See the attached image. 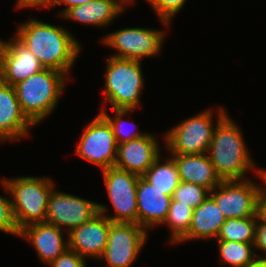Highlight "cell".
Listing matches in <instances>:
<instances>
[{
  "mask_svg": "<svg viewBox=\"0 0 266 267\" xmlns=\"http://www.w3.org/2000/svg\"><path fill=\"white\" fill-rule=\"evenodd\" d=\"M221 261L233 267H253L256 253L251 248L254 244L217 240Z\"/></svg>",
  "mask_w": 266,
  "mask_h": 267,
  "instance_id": "cb8c5ba5",
  "label": "cell"
},
{
  "mask_svg": "<svg viewBox=\"0 0 266 267\" xmlns=\"http://www.w3.org/2000/svg\"><path fill=\"white\" fill-rule=\"evenodd\" d=\"M253 267H266V258H260L256 260V263Z\"/></svg>",
  "mask_w": 266,
  "mask_h": 267,
  "instance_id": "e575fe53",
  "label": "cell"
},
{
  "mask_svg": "<svg viewBox=\"0 0 266 267\" xmlns=\"http://www.w3.org/2000/svg\"><path fill=\"white\" fill-rule=\"evenodd\" d=\"M66 74L46 69L14 85L23 113L36 124L48 116L56 107L64 89Z\"/></svg>",
  "mask_w": 266,
  "mask_h": 267,
  "instance_id": "3957f363",
  "label": "cell"
},
{
  "mask_svg": "<svg viewBox=\"0 0 266 267\" xmlns=\"http://www.w3.org/2000/svg\"><path fill=\"white\" fill-rule=\"evenodd\" d=\"M193 210L184 204H178L173 198L170 202L168 215L163 224H167L171 228V241L180 242V240L187 234L192 221Z\"/></svg>",
  "mask_w": 266,
  "mask_h": 267,
  "instance_id": "d4e9b609",
  "label": "cell"
},
{
  "mask_svg": "<svg viewBox=\"0 0 266 267\" xmlns=\"http://www.w3.org/2000/svg\"><path fill=\"white\" fill-rule=\"evenodd\" d=\"M154 136H145L117 145L115 167L142 177L160 155Z\"/></svg>",
  "mask_w": 266,
  "mask_h": 267,
  "instance_id": "9a60e30c",
  "label": "cell"
},
{
  "mask_svg": "<svg viewBox=\"0 0 266 267\" xmlns=\"http://www.w3.org/2000/svg\"><path fill=\"white\" fill-rule=\"evenodd\" d=\"M44 67L17 37L0 41V80L11 86L35 75Z\"/></svg>",
  "mask_w": 266,
  "mask_h": 267,
  "instance_id": "4fadbf2b",
  "label": "cell"
},
{
  "mask_svg": "<svg viewBox=\"0 0 266 267\" xmlns=\"http://www.w3.org/2000/svg\"><path fill=\"white\" fill-rule=\"evenodd\" d=\"M225 221L226 218L215 200L209 195L203 203L193 210L191 226L180 241L195 238H217Z\"/></svg>",
  "mask_w": 266,
  "mask_h": 267,
  "instance_id": "ffe728a7",
  "label": "cell"
},
{
  "mask_svg": "<svg viewBox=\"0 0 266 267\" xmlns=\"http://www.w3.org/2000/svg\"><path fill=\"white\" fill-rule=\"evenodd\" d=\"M257 216L259 220L266 221V190L260 188L257 197Z\"/></svg>",
  "mask_w": 266,
  "mask_h": 267,
  "instance_id": "1f68e13d",
  "label": "cell"
},
{
  "mask_svg": "<svg viewBox=\"0 0 266 267\" xmlns=\"http://www.w3.org/2000/svg\"><path fill=\"white\" fill-rule=\"evenodd\" d=\"M104 181L116 216L112 222L138 224L137 184L140 176L115 166L103 169Z\"/></svg>",
  "mask_w": 266,
  "mask_h": 267,
  "instance_id": "52a82bcc",
  "label": "cell"
},
{
  "mask_svg": "<svg viewBox=\"0 0 266 267\" xmlns=\"http://www.w3.org/2000/svg\"><path fill=\"white\" fill-rule=\"evenodd\" d=\"M212 120L209 110L172 128L165 135L169 151L176 155L208 153L215 130Z\"/></svg>",
  "mask_w": 266,
  "mask_h": 267,
  "instance_id": "8992f818",
  "label": "cell"
},
{
  "mask_svg": "<svg viewBox=\"0 0 266 267\" xmlns=\"http://www.w3.org/2000/svg\"><path fill=\"white\" fill-rule=\"evenodd\" d=\"M122 1H124L125 4H126V2L129 4V3L132 2L133 0H122Z\"/></svg>",
  "mask_w": 266,
  "mask_h": 267,
  "instance_id": "d590c367",
  "label": "cell"
},
{
  "mask_svg": "<svg viewBox=\"0 0 266 267\" xmlns=\"http://www.w3.org/2000/svg\"><path fill=\"white\" fill-rule=\"evenodd\" d=\"M99 213L98 204L71 194L56 192L54 189L48 199L45 222L59 228L72 229L91 220Z\"/></svg>",
  "mask_w": 266,
  "mask_h": 267,
  "instance_id": "7c38bea8",
  "label": "cell"
},
{
  "mask_svg": "<svg viewBox=\"0 0 266 267\" xmlns=\"http://www.w3.org/2000/svg\"><path fill=\"white\" fill-rule=\"evenodd\" d=\"M154 8L164 25L170 23L174 14L178 13L186 0H147Z\"/></svg>",
  "mask_w": 266,
  "mask_h": 267,
  "instance_id": "f1b7e54d",
  "label": "cell"
},
{
  "mask_svg": "<svg viewBox=\"0 0 266 267\" xmlns=\"http://www.w3.org/2000/svg\"><path fill=\"white\" fill-rule=\"evenodd\" d=\"M160 155L154 160L153 164L142 176L152 186H155L163 194L173 196L175 189L180 184V177L175 161L168 159L164 164H160Z\"/></svg>",
  "mask_w": 266,
  "mask_h": 267,
  "instance_id": "7402d4cb",
  "label": "cell"
},
{
  "mask_svg": "<svg viewBox=\"0 0 266 267\" xmlns=\"http://www.w3.org/2000/svg\"><path fill=\"white\" fill-rule=\"evenodd\" d=\"M32 125L21 109L14 86L0 80V141L19 139Z\"/></svg>",
  "mask_w": 266,
  "mask_h": 267,
  "instance_id": "2e32d148",
  "label": "cell"
},
{
  "mask_svg": "<svg viewBox=\"0 0 266 267\" xmlns=\"http://www.w3.org/2000/svg\"><path fill=\"white\" fill-rule=\"evenodd\" d=\"M172 197L152 186L143 177L137 184L138 225L147 230L151 226L164 223Z\"/></svg>",
  "mask_w": 266,
  "mask_h": 267,
  "instance_id": "e0dca14e",
  "label": "cell"
},
{
  "mask_svg": "<svg viewBox=\"0 0 266 267\" xmlns=\"http://www.w3.org/2000/svg\"><path fill=\"white\" fill-rule=\"evenodd\" d=\"M107 63L104 90L107 101L112 109L134 110L144 84L140 60L111 56Z\"/></svg>",
  "mask_w": 266,
  "mask_h": 267,
  "instance_id": "5b68a950",
  "label": "cell"
},
{
  "mask_svg": "<svg viewBox=\"0 0 266 267\" xmlns=\"http://www.w3.org/2000/svg\"><path fill=\"white\" fill-rule=\"evenodd\" d=\"M99 213L91 220L72 229L68 233V249L83 258L102 257L107 246L111 220L106 217V207L98 204ZM104 214V215H103Z\"/></svg>",
  "mask_w": 266,
  "mask_h": 267,
  "instance_id": "5bb4252c",
  "label": "cell"
},
{
  "mask_svg": "<svg viewBox=\"0 0 266 267\" xmlns=\"http://www.w3.org/2000/svg\"><path fill=\"white\" fill-rule=\"evenodd\" d=\"M173 159L178 169L180 181L202 186L209 191L218 187L221 178L207 153L203 154H173Z\"/></svg>",
  "mask_w": 266,
  "mask_h": 267,
  "instance_id": "d6986e66",
  "label": "cell"
},
{
  "mask_svg": "<svg viewBox=\"0 0 266 267\" xmlns=\"http://www.w3.org/2000/svg\"><path fill=\"white\" fill-rule=\"evenodd\" d=\"M61 228L47 222L28 225L20 230V236L29 239L41 260L50 264L68 249Z\"/></svg>",
  "mask_w": 266,
  "mask_h": 267,
  "instance_id": "ac0fdd59",
  "label": "cell"
},
{
  "mask_svg": "<svg viewBox=\"0 0 266 267\" xmlns=\"http://www.w3.org/2000/svg\"><path fill=\"white\" fill-rule=\"evenodd\" d=\"M76 153L102 170L115 165L117 143L112 126L101 113L85 128Z\"/></svg>",
  "mask_w": 266,
  "mask_h": 267,
  "instance_id": "ba28073f",
  "label": "cell"
},
{
  "mask_svg": "<svg viewBox=\"0 0 266 267\" xmlns=\"http://www.w3.org/2000/svg\"><path fill=\"white\" fill-rule=\"evenodd\" d=\"M115 111V119L112 120L109 115L103 110L100 113L107 119V121L110 123L113 129V133L115 136V140L117 145L128 142L130 140L145 136L146 133H132V132H125L123 128V120L121 119L123 115L127 114L129 111H132V109H113Z\"/></svg>",
  "mask_w": 266,
  "mask_h": 267,
  "instance_id": "4316f807",
  "label": "cell"
},
{
  "mask_svg": "<svg viewBox=\"0 0 266 267\" xmlns=\"http://www.w3.org/2000/svg\"><path fill=\"white\" fill-rule=\"evenodd\" d=\"M16 37L37 56L44 68L65 74L80 53V43L68 31L35 19L21 24Z\"/></svg>",
  "mask_w": 266,
  "mask_h": 267,
  "instance_id": "6da1fadb",
  "label": "cell"
},
{
  "mask_svg": "<svg viewBox=\"0 0 266 267\" xmlns=\"http://www.w3.org/2000/svg\"><path fill=\"white\" fill-rule=\"evenodd\" d=\"M123 2V4H122ZM122 0H93L74 6L62 17L91 25H107L124 9Z\"/></svg>",
  "mask_w": 266,
  "mask_h": 267,
  "instance_id": "44dd1931",
  "label": "cell"
},
{
  "mask_svg": "<svg viewBox=\"0 0 266 267\" xmlns=\"http://www.w3.org/2000/svg\"><path fill=\"white\" fill-rule=\"evenodd\" d=\"M90 1L93 0H57L56 5L64 3L67 6V8L62 13H60V16H63L72 7L88 4Z\"/></svg>",
  "mask_w": 266,
  "mask_h": 267,
  "instance_id": "836d02e7",
  "label": "cell"
},
{
  "mask_svg": "<svg viewBox=\"0 0 266 267\" xmlns=\"http://www.w3.org/2000/svg\"><path fill=\"white\" fill-rule=\"evenodd\" d=\"M146 229L135 223L112 222L107 246L101 257L108 267H129L147 239Z\"/></svg>",
  "mask_w": 266,
  "mask_h": 267,
  "instance_id": "30bf717a",
  "label": "cell"
},
{
  "mask_svg": "<svg viewBox=\"0 0 266 267\" xmlns=\"http://www.w3.org/2000/svg\"><path fill=\"white\" fill-rule=\"evenodd\" d=\"M3 187L14 198L11 201L19 230L45 222L48 199L53 190V182L49 178L20 177L3 180Z\"/></svg>",
  "mask_w": 266,
  "mask_h": 267,
  "instance_id": "277c9868",
  "label": "cell"
},
{
  "mask_svg": "<svg viewBox=\"0 0 266 267\" xmlns=\"http://www.w3.org/2000/svg\"><path fill=\"white\" fill-rule=\"evenodd\" d=\"M256 226L254 246L260 248L266 254V221L260 220Z\"/></svg>",
  "mask_w": 266,
  "mask_h": 267,
  "instance_id": "4dcf8cb0",
  "label": "cell"
},
{
  "mask_svg": "<svg viewBox=\"0 0 266 267\" xmlns=\"http://www.w3.org/2000/svg\"><path fill=\"white\" fill-rule=\"evenodd\" d=\"M0 230L18 236L20 234L11 200L2 196H0Z\"/></svg>",
  "mask_w": 266,
  "mask_h": 267,
  "instance_id": "83f0119b",
  "label": "cell"
},
{
  "mask_svg": "<svg viewBox=\"0 0 266 267\" xmlns=\"http://www.w3.org/2000/svg\"><path fill=\"white\" fill-rule=\"evenodd\" d=\"M218 189L210 191V196L226 219L257 216L259 186L250 180H222Z\"/></svg>",
  "mask_w": 266,
  "mask_h": 267,
  "instance_id": "9c48e42d",
  "label": "cell"
},
{
  "mask_svg": "<svg viewBox=\"0 0 266 267\" xmlns=\"http://www.w3.org/2000/svg\"><path fill=\"white\" fill-rule=\"evenodd\" d=\"M210 195V191L202 186L181 181L175 189L172 198L178 201V204H184L187 207L195 209L203 203Z\"/></svg>",
  "mask_w": 266,
  "mask_h": 267,
  "instance_id": "484cf974",
  "label": "cell"
},
{
  "mask_svg": "<svg viewBox=\"0 0 266 267\" xmlns=\"http://www.w3.org/2000/svg\"><path fill=\"white\" fill-rule=\"evenodd\" d=\"M163 32L144 28H126L104 37V43L120 54L113 57L140 60L159 53L163 42Z\"/></svg>",
  "mask_w": 266,
  "mask_h": 267,
  "instance_id": "8fae6325",
  "label": "cell"
},
{
  "mask_svg": "<svg viewBox=\"0 0 266 267\" xmlns=\"http://www.w3.org/2000/svg\"><path fill=\"white\" fill-rule=\"evenodd\" d=\"M219 111L208 155L221 180H242L246 171L252 169L254 164L239 127L226 115L223 108Z\"/></svg>",
  "mask_w": 266,
  "mask_h": 267,
  "instance_id": "7a4b0ae2",
  "label": "cell"
},
{
  "mask_svg": "<svg viewBox=\"0 0 266 267\" xmlns=\"http://www.w3.org/2000/svg\"><path fill=\"white\" fill-rule=\"evenodd\" d=\"M17 7L25 8V7H35V6H56L57 0H19L17 1Z\"/></svg>",
  "mask_w": 266,
  "mask_h": 267,
  "instance_id": "d6a6232c",
  "label": "cell"
},
{
  "mask_svg": "<svg viewBox=\"0 0 266 267\" xmlns=\"http://www.w3.org/2000/svg\"><path fill=\"white\" fill-rule=\"evenodd\" d=\"M258 216L226 219L216 240L254 244Z\"/></svg>",
  "mask_w": 266,
  "mask_h": 267,
  "instance_id": "603a6c76",
  "label": "cell"
},
{
  "mask_svg": "<svg viewBox=\"0 0 266 267\" xmlns=\"http://www.w3.org/2000/svg\"><path fill=\"white\" fill-rule=\"evenodd\" d=\"M49 265L51 267H87L85 259L70 249H67Z\"/></svg>",
  "mask_w": 266,
  "mask_h": 267,
  "instance_id": "f546056e",
  "label": "cell"
}]
</instances>
